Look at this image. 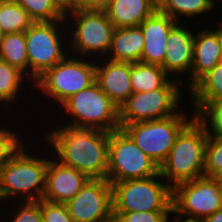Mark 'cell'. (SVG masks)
<instances>
[{"label": "cell", "mask_w": 222, "mask_h": 222, "mask_svg": "<svg viewBox=\"0 0 222 222\" xmlns=\"http://www.w3.org/2000/svg\"><path fill=\"white\" fill-rule=\"evenodd\" d=\"M204 222H222V208L207 216Z\"/></svg>", "instance_id": "cell-37"}, {"label": "cell", "mask_w": 222, "mask_h": 222, "mask_svg": "<svg viewBox=\"0 0 222 222\" xmlns=\"http://www.w3.org/2000/svg\"><path fill=\"white\" fill-rule=\"evenodd\" d=\"M89 180L90 178L86 174L63 165L51 157L46 171L45 191L42 199L55 203H66L73 199Z\"/></svg>", "instance_id": "cell-15"}, {"label": "cell", "mask_w": 222, "mask_h": 222, "mask_svg": "<svg viewBox=\"0 0 222 222\" xmlns=\"http://www.w3.org/2000/svg\"><path fill=\"white\" fill-rule=\"evenodd\" d=\"M34 21L15 0H5L0 10V28L4 34L25 32Z\"/></svg>", "instance_id": "cell-26"}, {"label": "cell", "mask_w": 222, "mask_h": 222, "mask_svg": "<svg viewBox=\"0 0 222 222\" xmlns=\"http://www.w3.org/2000/svg\"><path fill=\"white\" fill-rule=\"evenodd\" d=\"M0 59L21 71L29 80L25 32L4 35L0 43Z\"/></svg>", "instance_id": "cell-24"}, {"label": "cell", "mask_w": 222, "mask_h": 222, "mask_svg": "<svg viewBox=\"0 0 222 222\" xmlns=\"http://www.w3.org/2000/svg\"><path fill=\"white\" fill-rule=\"evenodd\" d=\"M27 80L28 78L21 71L0 59V100L5 104V109L9 110L7 107L11 103L21 102L18 100H22V98H19L20 94H23L21 91L26 90L24 87L28 82L30 86L31 81Z\"/></svg>", "instance_id": "cell-25"}, {"label": "cell", "mask_w": 222, "mask_h": 222, "mask_svg": "<svg viewBox=\"0 0 222 222\" xmlns=\"http://www.w3.org/2000/svg\"><path fill=\"white\" fill-rule=\"evenodd\" d=\"M95 80L96 60L69 54L40 76L29 91L40 90L45 99L49 98L48 102L51 99L54 105L60 107L69 97L91 86Z\"/></svg>", "instance_id": "cell-5"}, {"label": "cell", "mask_w": 222, "mask_h": 222, "mask_svg": "<svg viewBox=\"0 0 222 222\" xmlns=\"http://www.w3.org/2000/svg\"><path fill=\"white\" fill-rule=\"evenodd\" d=\"M19 202V204H18ZM16 202L14 201L13 205L15 208V204L20 205L17 206L16 211L10 214V218L12 219L9 222H42L41 216V200L39 201H22L20 200ZM6 222V221H5ZM8 222V221H7Z\"/></svg>", "instance_id": "cell-31"}, {"label": "cell", "mask_w": 222, "mask_h": 222, "mask_svg": "<svg viewBox=\"0 0 222 222\" xmlns=\"http://www.w3.org/2000/svg\"><path fill=\"white\" fill-rule=\"evenodd\" d=\"M182 82L170 78L161 88L132 93L119 108V124L158 120L177 114L183 98ZM182 87V89H181ZM178 109V110H177Z\"/></svg>", "instance_id": "cell-9"}, {"label": "cell", "mask_w": 222, "mask_h": 222, "mask_svg": "<svg viewBox=\"0 0 222 222\" xmlns=\"http://www.w3.org/2000/svg\"><path fill=\"white\" fill-rule=\"evenodd\" d=\"M64 19L71 42L68 43L71 55L93 60L107 56L115 26L106 11L79 8L67 13Z\"/></svg>", "instance_id": "cell-4"}, {"label": "cell", "mask_w": 222, "mask_h": 222, "mask_svg": "<svg viewBox=\"0 0 222 222\" xmlns=\"http://www.w3.org/2000/svg\"><path fill=\"white\" fill-rule=\"evenodd\" d=\"M56 7L64 14L81 8L78 0H52Z\"/></svg>", "instance_id": "cell-34"}, {"label": "cell", "mask_w": 222, "mask_h": 222, "mask_svg": "<svg viewBox=\"0 0 222 222\" xmlns=\"http://www.w3.org/2000/svg\"><path fill=\"white\" fill-rule=\"evenodd\" d=\"M204 30V31H203ZM222 61L217 28L194 33L193 63L190 71V89L219 62Z\"/></svg>", "instance_id": "cell-18"}, {"label": "cell", "mask_w": 222, "mask_h": 222, "mask_svg": "<svg viewBox=\"0 0 222 222\" xmlns=\"http://www.w3.org/2000/svg\"><path fill=\"white\" fill-rule=\"evenodd\" d=\"M101 61V62H100ZM96 83L102 91L120 108L133 93L131 85V63L96 60Z\"/></svg>", "instance_id": "cell-16"}, {"label": "cell", "mask_w": 222, "mask_h": 222, "mask_svg": "<svg viewBox=\"0 0 222 222\" xmlns=\"http://www.w3.org/2000/svg\"><path fill=\"white\" fill-rule=\"evenodd\" d=\"M189 118L186 111L180 109L175 115L158 119L134 122L122 129L131 137L136 145L157 165L167 159L180 131L195 117Z\"/></svg>", "instance_id": "cell-10"}, {"label": "cell", "mask_w": 222, "mask_h": 222, "mask_svg": "<svg viewBox=\"0 0 222 222\" xmlns=\"http://www.w3.org/2000/svg\"><path fill=\"white\" fill-rule=\"evenodd\" d=\"M158 174L157 163L147 156L122 128L110 132L107 180L120 182Z\"/></svg>", "instance_id": "cell-11"}, {"label": "cell", "mask_w": 222, "mask_h": 222, "mask_svg": "<svg viewBox=\"0 0 222 222\" xmlns=\"http://www.w3.org/2000/svg\"><path fill=\"white\" fill-rule=\"evenodd\" d=\"M176 23L177 21L173 18L156 10L140 24L144 35V47L140 62L163 65L169 32Z\"/></svg>", "instance_id": "cell-17"}, {"label": "cell", "mask_w": 222, "mask_h": 222, "mask_svg": "<svg viewBox=\"0 0 222 222\" xmlns=\"http://www.w3.org/2000/svg\"><path fill=\"white\" fill-rule=\"evenodd\" d=\"M169 212H113V218L115 222H167Z\"/></svg>", "instance_id": "cell-32"}, {"label": "cell", "mask_w": 222, "mask_h": 222, "mask_svg": "<svg viewBox=\"0 0 222 222\" xmlns=\"http://www.w3.org/2000/svg\"><path fill=\"white\" fill-rule=\"evenodd\" d=\"M172 208L179 214L205 219L222 208L218 178L202 176L173 188Z\"/></svg>", "instance_id": "cell-12"}, {"label": "cell", "mask_w": 222, "mask_h": 222, "mask_svg": "<svg viewBox=\"0 0 222 222\" xmlns=\"http://www.w3.org/2000/svg\"><path fill=\"white\" fill-rule=\"evenodd\" d=\"M214 7L216 6L211 0H162L157 10L177 22H182L184 18L186 21L187 18L199 19L197 16L209 14L213 9L215 10Z\"/></svg>", "instance_id": "cell-23"}, {"label": "cell", "mask_w": 222, "mask_h": 222, "mask_svg": "<svg viewBox=\"0 0 222 222\" xmlns=\"http://www.w3.org/2000/svg\"><path fill=\"white\" fill-rule=\"evenodd\" d=\"M219 23V25H218ZM217 23V36H218V40H219V44H220V50H221V55H222V20Z\"/></svg>", "instance_id": "cell-38"}, {"label": "cell", "mask_w": 222, "mask_h": 222, "mask_svg": "<svg viewBox=\"0 0 222 222\" xmlns=\"http://www.w3.org/2000/svg\"><path fill=\"white\" fill-rule=\"evenodd\" d=\"M65 205L74 222H111L112 184L107 179H90Z\"/></svg>", "instance_id": "cell-13"}, {"label": "cell", "mask_w": 222, "mask_h": 222, "mask_svg": "<svg viewBox=\"0 0 222 222\" xmlns=\"http://www.w3.org/2000/svg\"><path fill=\"white\" fill-rule=\"evenodd\" d=\"M143 47L144 35L140 26L115 28L105 58L118 62H140Z\"/></svg>", "instance_id": "cell-19"}, {"label": "cell", "mask_w": 222, "mask_h": 222, "mask_svg": "<svg viewBox=\"0 0 222 222\" xmlns=\"http://www.w3.org/2000/svg\"><path fill=\"white\" fill-rule=\"evenodd\" d=\"M170 76L162 66L145 64L142 62L131 63V85L133 93L149 92L161 88Z\"/></svg>", "instance_id": "cell-22"}, {"label": "cell", "mask_w": 222, "mask_h": 222, "mask_svg": "<svg viewBox=\"0 0 222 222\" xmlns=\"http://www.w3.org/2000/svg\"><path fill=\"white\" fill-rule=\"evenodd\" d=\"M42 222H74L65 203H55L41 199Z\"/></svg>", "instance_id": "cell-33"}, {"label": "cell", "mask_w": 222, "mask_h": 222, "mask_svg": "<svg viewBox=\"0 0 222 222\" xmlns=\"http://www.w3.org/2000/svg\"><path fill=\"white\" fill-rule=\"evenodd\" d=\"M151 1H153V2L158 6V4H159L162 0H151Z\"/></svg>", "instance_id": "cell-41"}, {"label": "cell", "mask_w": 222, "mask_h": 222, "mask_svg": "<svg viewBox=\"0 0 222 222\" xmlns=\"http://www.w3.org/2000/svg\"><path fill=\"white\" fill-rule=\"evenodd\" d=\"M29 14L34 22H51L65 20V15L52 0H15Z\"/></svg>", "instance_id": "cell-27"}, {"label": "cell", "mask_w": 222, "mask_h": 222, "mask_svg": "<svg viewBox=\"0 0 222 222\" xmlns=\"http://www.w3.org/2000/svg\"><path fill=\"white\" fill-rule=\"evenodd\" d=\"M170 214H173V215L175 214L173 216L174 220L172 222H204V219H197L194 217L183 216V215L179 214L177 211H175L173 208L169 212L167 222H171V220L169 219Z\"/></svg>", "instance_id": "cell-36"}, {"label": "cell", "mask_w": 222, "mask_h": 222, "mask_svg": "<svg viewBox=\"0 0 222 222\" xmlns=\"http://www.w3.org/2000/svg\"><path fill=\"white\" fill-rule=\"evenodd\" d=\"M60 125L56 123L44 135L53 157L90 179H106L110 132Z\"/></svg>", "instance_id": "cell-1"}, {"label": "cell", "mask_w": 222, "mask_h": 222, "mask_svg": "<svg viewBox=\"0 0 222 222\" xmlns=\"http://www.w3.org/2000/svg\"><path fill=\"white\" fill-rule=\"evenodd\" d=\"M189 25L184 26L183 22H177L169 32L167 39L166 53L162 68L164 71L180 82L183 85H188V91L190 90V71L193 63V45H194V32L190 29ZM187 77L182 78V74ZM176 74V75H175ZM181 75V76H178ZM173 75V76H172ZM186 82V84H185Z\"/></svg>", "instance_id": "cell-14"}, {"label": "cell", "mask_w": 222, "mask_h": 222, "mask_svg": "<svg viewBox=\"0 0 222 222\" xmlns=\"http://www.w3.org/2000/svg\"><path fill=\"white\" fill-rule=\"evenodd\" d=\"M31 145H23L19 151L0 168V204L7 201H39L45 191L46 171L53 156L46 150L45 156L29 149ZM28 148V149H27ZM28 150V151H27ZM30 151V152H29ZM49 156H48V155ZM50 157V158H49ZM49 158V159H48ZM18 198V199H17ZM7 200V201H6Z\"/></svg>", "instance_id": "cell-2"}, {"label": "cell", "mask_w": 222, "mask_h": 222, "mask_svg": "<svg viewBox=\"0 0 222 222\" xmlns=\"http://www.w3.org/2000/svg\"><path fill=\"white\" fill-rule=\"evenodd\" d=\"M196 116L206 105L222 101V61L205 74L188 92Z\"/></svg>", "instance_id": "cell-21"}, {"label": "cell", "mask_w": 222, "mask_h": 222, "mask_svg": "<svg viewBox=\"0 0 222 222\" xmlns=\"http://www.w3.org/2000/svg\"><path fill=\"white\" fill-rule=\"evenodd\" d=\"M112 0H84L81 8L87 10L105 11L111 4Z\"/></svg>", "instance_id": "cell-35"}, {"label": "cell", "mask_w": 222, "mask_h": 222, "mask_svg": "<svg viewBox=\"0 0 222 222\" xmlns=\"http://www.w3.org/2000/svg\"><path fill=\"white\" fill-rule=\"evenodd\" d=\"M214 4H216L217 5V3H216V1H218V0H211ZM220 1H222V0H219V2Z\"/></svg>", "instance_id": "cell-44"}, {"label": "cell", "mask_w": 222, "mask_h": 222, "mask_svg": "<svg viewBox=\"0 0 222 222\" xmlns=\"http://www.w3.org/2000/svg\"><path fill=\"white\" fill-rule=\"evenodd\" d=\"M208 132L195 116L177 135L167 159L160 165L161 177L172 187L204 176Z\"/></svg>", "instance_id": "cell-3"}, {"label": "cell", "mask_w": 222, "mask_h": 222, "mask_svg": "<svg viewBox=\"0 0 222 222\" xmlns=\"http://www.w3.org/2000/svg\"><path fill=\"white\" fill-rule=\"evenodd\" d=\"M67 34L65 20L34 22L25 31L29 81L32 84L70 54Z\"/></svg>", "instance_id": "cell-6"}, {"label": "cell", "mask_w": 222, "mask_h": 222, "mask_svg": "<svg viewBox=\"0 0 222 222\" xmlns=\"http://www.w3.org/2000/svg\"><path fill=\"white\" fill-rule=\"evenodd\" d=\"M0 123L3 122L0 120ZM7 124L0 125V168L7 163L24 145L22 141L23 138H19L20 134L13 131V129H8L5 127ZM1 126H4L2 128Z\"/></svg>", "instance_id": "cell-29"}, {"label": "cell", "mask_w": 222, "mask_h": 222, "mask_svg": "<svg viewBox=\"0 0 222 222\" xmlns=\"http://www.w3.org/2000/svg\"><path fill=\"white\" fill-rule=\"evenodd\" d=\"M196 117L205 125L208 134L222 135V101L206 105Z\"/></svg>", "instance_id": "cell-30"}, {"label": "cell", "mask_w": 222, "mask_h": 222, "mask_svg": "<svg viewBox=\"0 0 222 222\" xmlns=\"http://www.w3.org/2000/svg\"><path fill=\"white\" fill-rule=\"evenodd\" d=\"M161 179L159 173L147 178L110 182L113 212L170 211L173 188Z\"/></svg>", "instance_id": "cell-8"}, {"label": "cell", "mask_w": 222, "mask_h": 222, "mask_svg": "<svg viewBox=\"0 0 222 222\" xmlns=\"http://www.w3.org/2000/svg\"><path fill=\"white\" fill-rule=\"evenodd\" d=\"M61 108L66 111H63V114L71 120H68L67 124H60L109 132L121 128L118 106L102 91L96 81L69 97L58 109Z\"/></svg>", "instance_id": "cell-7"}, {"label": "cell", "mask_w": 222, "mask_h": 222, "mask_svg": "<svg viewBox=\"0 0 222 222\" xmlns=\"http://www.w3.org/2000/svg\"><path fill=\"white\" fill-rule=\"evenodd\" d=\"M156 10L151 0H112L105 11L115 28H120L140 26Z\"/></svg>", "instance_id": "cell-20"}, {"label": "cell", "mask_w": 222, "mask_h": 222, "mask_svg": "<svg viewBox=\"0 0 222 222\" xmlns=\"http://www.w3.org/2000/svg\"><path fill=\"white\" fill-rule=\"evenodd\" d=\"M222 175V135L208 134L205 147L204 176L217 178Z\"/></svg>", "instance_id": "cell-28"}, {"label": "cell", "mask_w": 222, "mask_h": 222, "mask_svg": "<svg viewBox=\"0 0 222 222\" xmlns=\"http://www.w3.org/2000/svg\"><path fill=\"white\" fill-rule=\"evenodd\" d=\"M5 0H0V10H1V7H2V3L4 2Z\"/></svg>", "instance_id": "cell-43"}, {"label": "cell", "mask_w": 222, "mask_h": 222, "mask_svg": "<svg viewBox=\"0 0 222 222\" xmlns=\"http://www.w3.org/2000/svg\"><path fill=\"white\" fill-rule=\"evenodd\" d=\"M217 178H218V182H219L220 189H221V194H222V175L217 177Z\"/></svg>", "instance_id": "cell-39"}, {"label": "cell", "mask_w": 222, "mask_h": 222, "mask_svg": "<svg viewBox=\"0 0 222 222\" xmlns=\"http://www.w3.org/2000/svg\"><path fill=\"white\" fill-rule=\"evenodd\" d=\"M4 105H5V104L0 100V107H1L0 110H3L2 107H4Z\"/></svg>", "instance_id": "cell-42"}, {"label": "cell", "mask_w": 222, "mask_h": 222, "mask_svg": "<svg viewBox=\"0 0 222 222\" xmlns=\"http://www.w3.org/2000/svg\"><path fill=\"white\" fill-rule=\"evenodd\" d=\"M4 35H5V34L3 33V31H2L1 28H0V43H1Z\"/></svg>", "instance_id": "cell-40"}]
</instances>
